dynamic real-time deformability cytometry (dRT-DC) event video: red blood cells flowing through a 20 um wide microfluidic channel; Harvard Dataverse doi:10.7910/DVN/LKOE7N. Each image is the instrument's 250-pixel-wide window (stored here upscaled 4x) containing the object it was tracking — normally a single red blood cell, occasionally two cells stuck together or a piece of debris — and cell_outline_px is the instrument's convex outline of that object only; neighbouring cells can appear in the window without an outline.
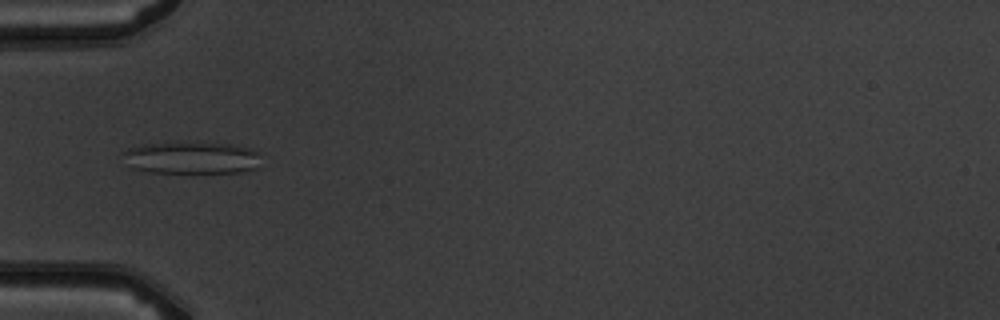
{"species": "common noctule bat (a hibernating species)", "species_latin": "Nyctalus noctula", "temperature_condition": "warm", "stored_images_in_passage": 5, "camera_frame_rate_fps": 3000, "um_per_image_px": 0.085, "animal": {"sex": "male", "body_mass_g": 19.5, "forearm_length_mm": 54.6}, "frame": {"image": 1, "passage_image": 4, "time_ms": 3.667, "image_size_px": [1000, 320], "cell_outline_px": [[256, 168], [240, 172], [148, 172], [132, 168], [120, 152], [128, 148], [144, 144], [176, 140], [232, 144], [252, 148], [256, 152]], "centroid_in_image_um": [16.19, 13.36], "position_along_channel_um": 68.8, "area_um2": 26.24}}
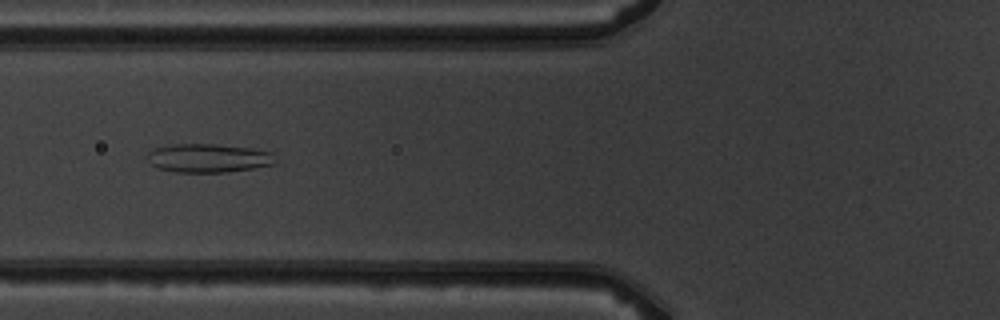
{"frame": {"image": 2, "passage_image": 5, "time_ms": 4.667, "image_size_px": [1000, 320], "cell_outline_px": [[276, 164], [228, 172], [176, 172], [156, 168], [148, 164], [144, 156], [148, 152], [156, 148], [172, 144], [216, 144], [252, 148], [272, 152]], "centroid_in_image_um": [17.65, 13.44], "position_along_channel_um": 108.1, "area_um2": 21.68}}